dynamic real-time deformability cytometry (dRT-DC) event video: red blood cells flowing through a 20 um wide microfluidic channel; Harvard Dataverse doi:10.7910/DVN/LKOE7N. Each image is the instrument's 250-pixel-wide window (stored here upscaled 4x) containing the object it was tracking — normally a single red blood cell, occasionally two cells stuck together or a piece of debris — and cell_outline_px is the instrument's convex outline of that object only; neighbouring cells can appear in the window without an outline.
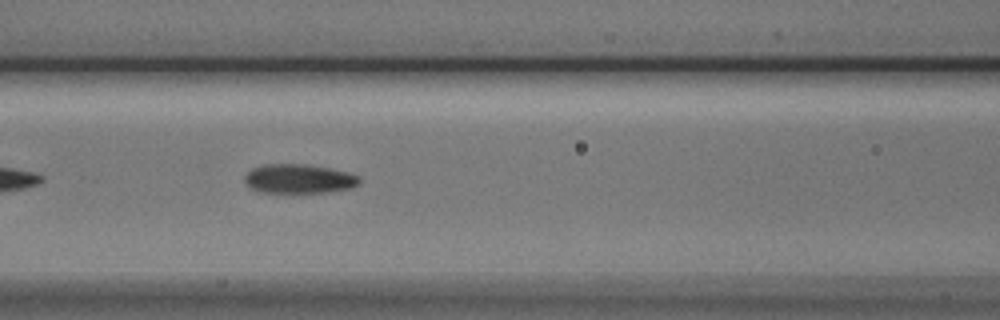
{"species": "Egyptian fruit bat (a non-hibernating species)", "species_latin": "Rousettus aegyptiacus", "temperature_condition": "cold", "stored_images_in_passage": 15, "camera_frame_rate_fps": 3000, "um_per_image_px": 0.085, "animal": {"sex": "male"}, "frame": {"image": 1, "passage_image": 9, "time_ms": 2.667, "image_size_px": [1000, 320], "cell_outline_px": [[360, 184], [352, 188], [328, 192], [256, 192], [248, 188], [244, 184], [244, 176], [252, 168], [264, 164], [304, 164], [328, 168], [348, 172], [360, 176]], "centroid_in_image_um": [25.38, 15.2], "position_along_channel_um": 141.2, "area_um2": 19.77}}
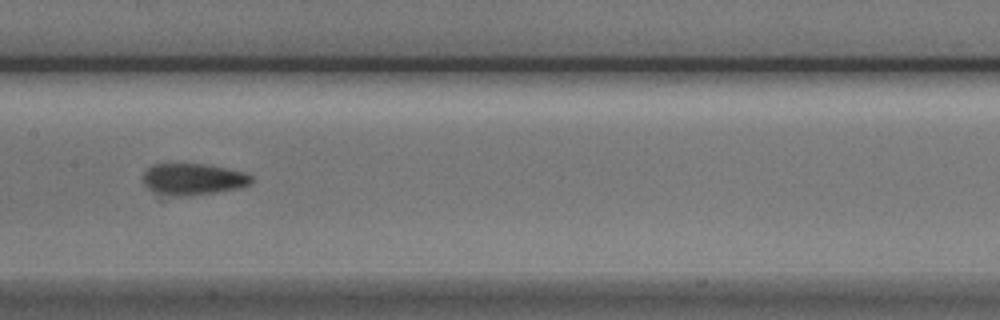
{"frame": {"image": 2, "passage_image": 13, "time_ms": 4.0, "image_size_px": [1000, 320], "cell_outline_px": [[252, 180], [248, 184], [240, 188], [216, 192], [184, 196], [172, 196], [152, 192], [140, 180], [140, 176], [152, 164], [204, 164], [244, 172], [252, 176]], "centroid_in_image_um": [16.33, 15.23], "position_along_channel_um": 191.1, "area_um2": 20.0}}